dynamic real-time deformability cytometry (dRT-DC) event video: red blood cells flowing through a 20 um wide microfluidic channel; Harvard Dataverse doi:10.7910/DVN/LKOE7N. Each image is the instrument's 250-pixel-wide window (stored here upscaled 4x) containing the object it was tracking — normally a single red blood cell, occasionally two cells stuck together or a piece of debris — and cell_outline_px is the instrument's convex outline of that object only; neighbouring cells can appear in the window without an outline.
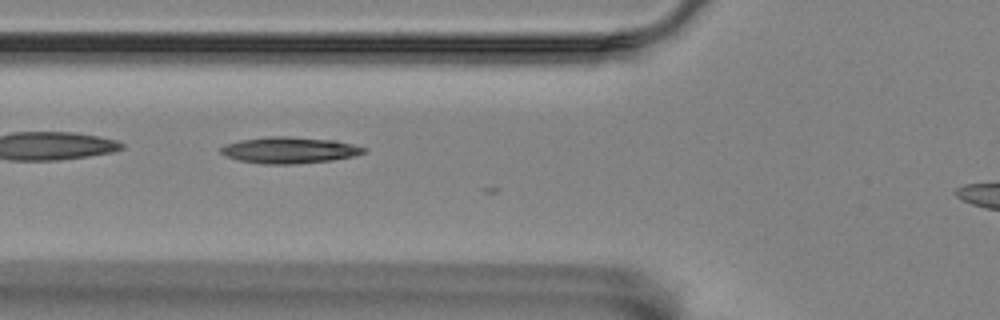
{"species": "Egyptian fruit bat (a non-hibernating species)", "species_latin": "Rousettus aegyptiacus", "temperature_condition": "room temperature", "stored_images_in_passage": 3, "camera_frame_rate_fps": 3000, "um_per_image_px": 0.085, "animal": {"sex": "female"}, "frame": {"image": 1, "passage_image": 2, "time_ms": 0.333, "image_size_px": [1000, 320], "cell_outline_px": [[368, 148], [364, 152], [352, 156], [332, 160], [292, 164], [264, 164], [240, 160], [228, 156], [220, 152], [220, 148], [224, 144], [240, 140], [268, 136], [288, 136], [336, 140]], "centroid_in_image_um": [24.6, 12.75], "position_along_channel_um": 101.2, "area_um2": 21.85}}